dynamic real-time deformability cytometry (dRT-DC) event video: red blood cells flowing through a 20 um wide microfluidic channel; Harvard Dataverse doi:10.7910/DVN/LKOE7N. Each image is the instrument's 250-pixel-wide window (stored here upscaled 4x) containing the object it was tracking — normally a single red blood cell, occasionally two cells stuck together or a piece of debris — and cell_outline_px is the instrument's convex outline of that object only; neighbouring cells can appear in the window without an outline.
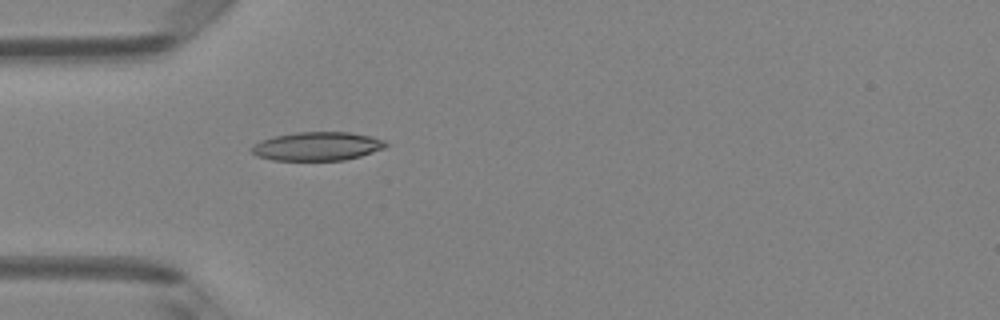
{"species": "Egyptian fruit bat (a non-hibernating species)", "species_latin": "Rousettus aegyptiacus", "temperature_condition": "room temperature", "stored_images_in_passage": 4, "camera_frame_rate_fps": 3000, "um_per_image_px": 0.085, "animal": {"sex": "female"}, "frame": {"image": 1, "passage_image": 4, "time_ms": 1.0, "image_size_px": [1000, 320], "cell_outline_px": [[388, 144], [384, 148], [360, 156], [344, 160], [272, 160], [256, 156], [248, 148], [252, 144], [260, 140], [276, 136], [296, 132], [348, 132], [372, 136], [384, 140]], "centroid_in_image_um": [26.92, 12.43], "position_along_channel_um": 58.1, "area_um2": 22.48}}